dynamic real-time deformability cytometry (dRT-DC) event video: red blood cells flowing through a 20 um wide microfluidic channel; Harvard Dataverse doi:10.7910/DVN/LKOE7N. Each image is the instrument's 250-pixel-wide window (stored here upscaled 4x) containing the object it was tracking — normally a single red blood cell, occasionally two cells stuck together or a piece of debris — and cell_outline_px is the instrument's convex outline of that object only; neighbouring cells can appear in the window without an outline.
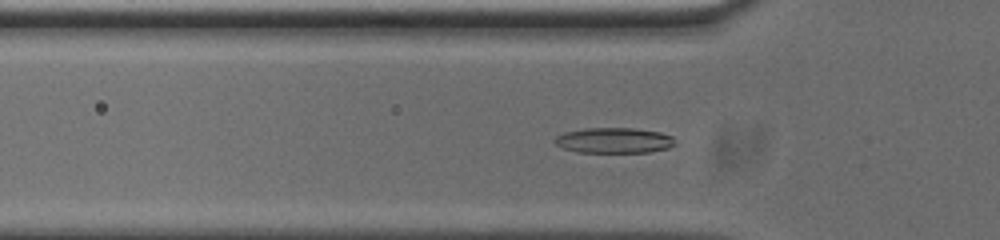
{"species": "common noctule bat (a hibernating species)", "species_latin": "Nyctalus noctula", "temperature_condition": "cold", "stored_images_in_passage": 48, "camera_frame_rate_fps": 3000, "um_per_image_px": 0.085, "animal": {"sex": "male", "body_mass_g": 20.0, "forearm_length_mm": 53.3}, "frame": {"image": 1, "passage_image": 16, "time_ms": 5.0, "image_size_px": [1000, 240], "cell_outline_px": [[676, 144], [668, 148], [648, 152], [576, 152], [564, 148], [556, 144], [552, 140], [556, 136], [564, 132], [584, 128], [632, 128], [660, 132], [672, 136]], "centroid_in_image_um": [52.17, 11.93], "position_along_channel_um": 73.6, "area_um2": 17.86}}
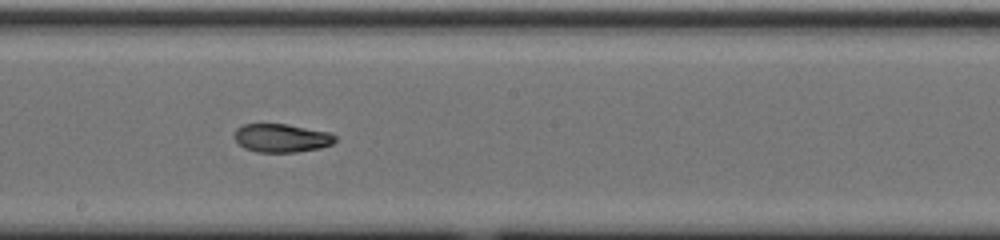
{"frame": {"image": 2, "passage_image": 28, "time_ms": 9.0, "image_size_px": [1000, 240], "cell_outline_px": [[336, 140], [332, 144], [320, 148], [296, 152], [256, 152], [244, 148], [232, 136], [236, 128], [244, 124], [288, 124], [332, 132], [336, 136]], "centroid_in_image_um": [23.94, 11.72], "position_along_channel_um": 224.3, "area_um2": 16.94}}
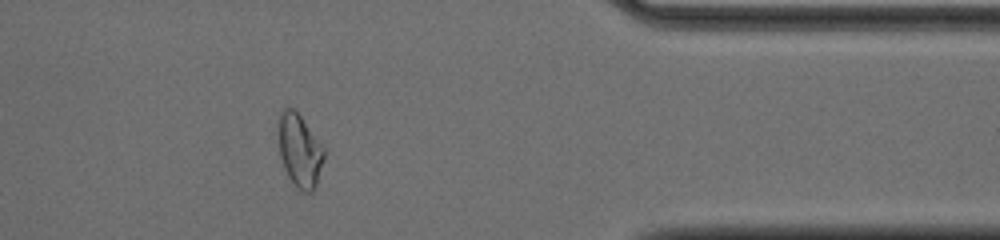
{"frame": {"image": 3, "passage_image": 43, "time_ms": 14.0, "image_size_px": [1000, 240], "cell_outline_px": [[324, 160], [316, 188], [312, 192], [304, 192], [296, 188], [288, 176], [284, 168], [280, 156], [280, 116], [284, 108], [292, 108], [300, 116], [324, 148]], "centroid_in_image_um": [25.51, 12.88], "position_along_channel_um": 385.9, "area_um2": 18.96}, "authors_computed_cell_mechanics": {"area_um2": 17.3978, "velocity_mm_per_s": 3.76, "shape_relaxation_time_tau1_ms": 10.705, "shape_relaxation_time_tau2_ms": 1.358, "deformation_change_tau1": 0.2638, "deformation_change_tau2": 0.0573}}